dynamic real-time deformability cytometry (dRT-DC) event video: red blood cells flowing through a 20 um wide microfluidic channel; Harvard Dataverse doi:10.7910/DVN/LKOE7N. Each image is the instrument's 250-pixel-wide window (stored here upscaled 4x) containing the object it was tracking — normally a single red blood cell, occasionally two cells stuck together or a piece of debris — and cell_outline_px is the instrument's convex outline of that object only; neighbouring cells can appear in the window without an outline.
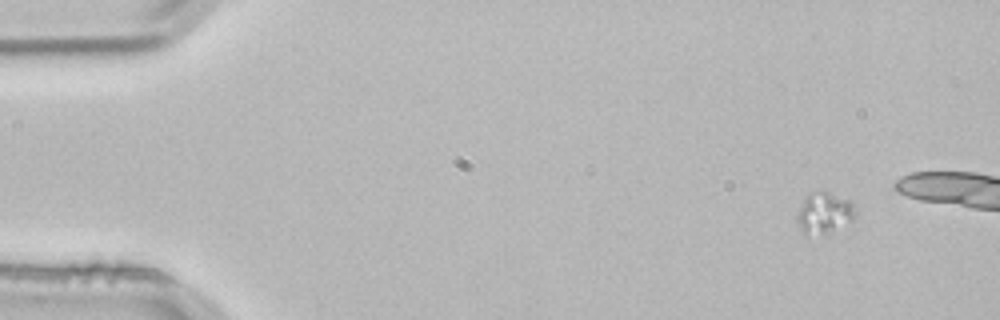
{"species": "common noctule bat (a hibernating species)", "species_latin": "Nyctalus noctula", "temperature_condition": "room temperature", "stored_images_in_passage": 6, "camera_frame_rate_fps": 3000, "um_per_image_px": 0.085, "animal": {"sex": "male", "body_mass_g": 21.5, "forearm_length_mm": 52.0}, "frame": {"image": 1, "passage_image": 1, "time_ms": 0.0, "image_size_px": [1000, 320], "cell_outline_px": [[852, 220], [824, 232], [804, 232], [800, 228], [796, 220], [796, 216], [808, 192], [820, 188], [824, 188], [852, 200]], "centroid_in_image_um": [70.02, 17.95], "position_along_channel_um": 15.0, "area_um2": 13.53}}